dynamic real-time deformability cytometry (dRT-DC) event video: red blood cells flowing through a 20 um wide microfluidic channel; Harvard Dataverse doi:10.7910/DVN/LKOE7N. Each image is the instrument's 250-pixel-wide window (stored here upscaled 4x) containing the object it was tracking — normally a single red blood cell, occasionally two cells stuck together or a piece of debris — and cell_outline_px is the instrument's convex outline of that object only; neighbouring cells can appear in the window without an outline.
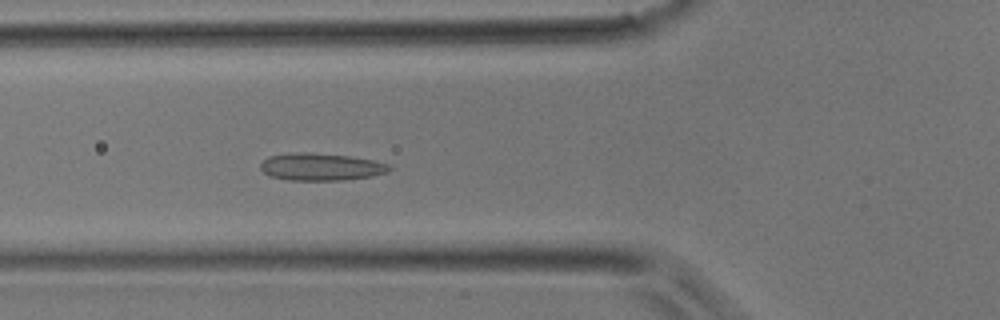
{"species": "common noctule bat (a hibernating species)", "species_latin": "Nyctalus noctula", "temperature_condition": "room temperature", "stored_images_in_passage": 39, "camera_frame_rate_fps": 3000, "um_per_image_px": 0.085, "animal": {"sex": "male", "body_mass_g": 17.9}, "frame": {"image": 1, "passage_image": 14, "time_ms": 4.333, "image_size_px": [1000, 320], "cell_outline_px": [[392, 168], [388, 172], [372, 176], [344, 180], [288, 180], [268, 176], [260, 168], [260, 164], [268, 156], [288, 152], [308, 152], [352, 156], [372, 160], [388, 164]], "centroid_in_image_um": [27.25, 14.17], "position_along_channel_um": 98.5, "area_um2": 20.75}}
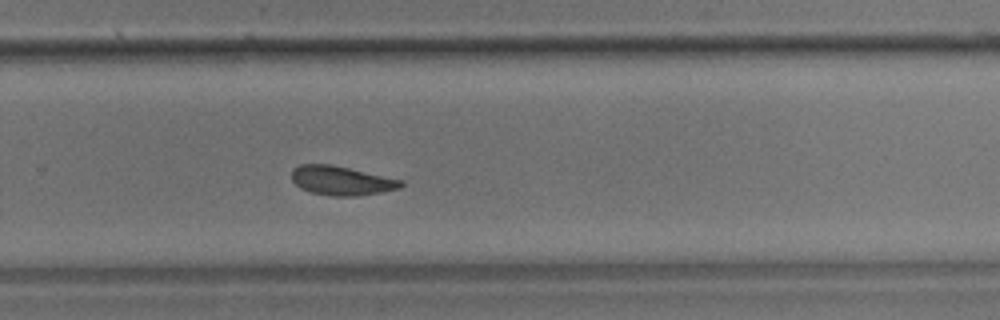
{"frame": {"image": 2, "passage_image": 26, "time_ms": 8.333, "image_size_px": [1000, 320], "cell_outline_px": [[404, 184], [400, 188], [360, 196], [332, 196], [312, 192], [300, 188], [292, 180], [292, 168], [300, 164], [332, 164], [404, 180]], "centroid_in_image_um": [29.03, 15.34], "position_along_channel_um": 300.8, "area_um2": 18.67}}
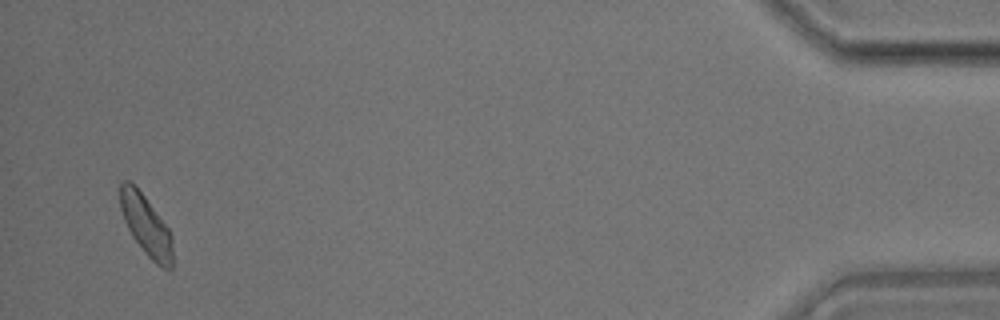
{"frame": {"image": 3, "passage_image": 38, "time_ms": 12.333, "image_size_px": [1000, 320], "cell_outline_px": [[172, 268], [164, 268], [156, 264], [144, 252], [132, 236], [124, 220], [120, 208], [120, 184], [124, 180], [128, 180], [144, 196], [168, 228], [172, 236]], "centroid_in_image_um": [12.41, 19.17], "position_along_channel_um": 422.8, "area_um2": 18.09}}